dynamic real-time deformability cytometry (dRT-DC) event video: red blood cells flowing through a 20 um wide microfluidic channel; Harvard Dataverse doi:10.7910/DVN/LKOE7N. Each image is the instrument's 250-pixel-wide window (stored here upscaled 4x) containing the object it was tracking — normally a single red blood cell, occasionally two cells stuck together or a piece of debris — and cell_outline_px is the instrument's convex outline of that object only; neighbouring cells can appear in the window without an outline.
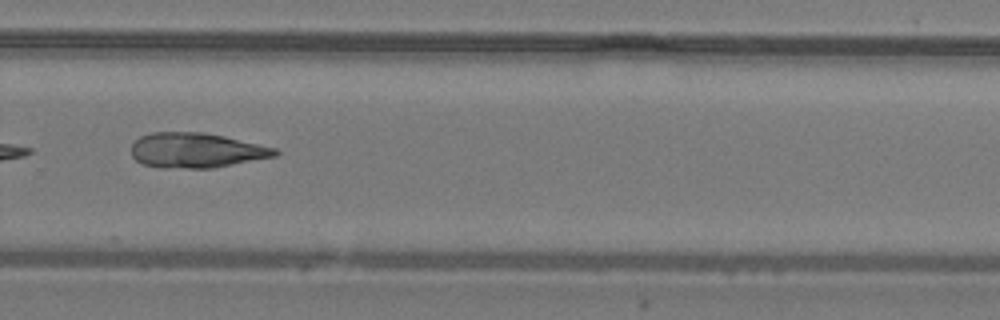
{"species": "common noctule bat (a hibernating species)", "species_latin": "Nyctalus noctula", "temperature_condition": "warm", "stored_images_in_passage": 22, "camera_frame_rate_fps": 3000, "um_per_image_px": 0.085, "animal": {"sex": "male", "body_mass_g": 19.2, "forearm_length_mm": 51.8}, "frame": {"image": 1, "passage_image": 13, "time_ms": 4.0, "image_size_px": [1000, 320], "cell_outline_px": [[280, 152], [276, 156], [212, 168], [188, 168], [144, 164], [136, 160], [132, 156], [132, 144], [140, 136], [152, 132], [204, 132], [224, 136], [276, 148]], "centroid_in_image_um": [16.71, 12.76], "position_along_channel_um": 313.1, "area_um2": 28.84}}